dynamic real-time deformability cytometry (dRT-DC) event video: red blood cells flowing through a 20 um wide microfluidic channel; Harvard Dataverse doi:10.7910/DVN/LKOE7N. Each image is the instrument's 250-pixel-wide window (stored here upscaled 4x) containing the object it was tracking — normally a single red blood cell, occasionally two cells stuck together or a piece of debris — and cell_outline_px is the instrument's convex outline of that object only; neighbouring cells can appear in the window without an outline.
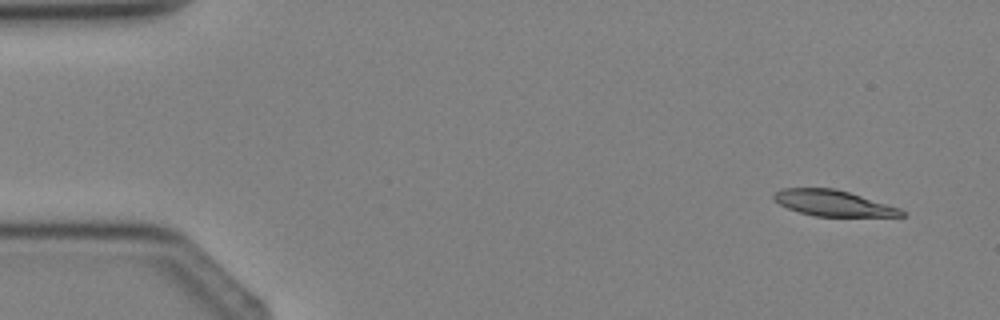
{"species": "Egyptian fruit bat (a non-hibernating species)", "species_latin": "Rousettus aegyptiacus", "temperature_condition": "cold", "stored_images_in_passage": 2, "camera_frame_rate_fps": 3000, "um_per_image_px": 0.085, "animal": {"sex": "female"}, "frame": {"image": 1, "passage_image": 1, "time_ms": 0.0, "image_size_px": [1000, 320], "cell_outline_px": [[904, 216], [816, 216], [800, 212], [788, 208], [780, 204], [772, 196], [780, 188], [832, 188], [848, 192], [900, 208], [904, 212]], "centroid_in_image_um": [70.8, 17.26], "position_along_channel_um": 14.2, "area_um2": 18.84}}